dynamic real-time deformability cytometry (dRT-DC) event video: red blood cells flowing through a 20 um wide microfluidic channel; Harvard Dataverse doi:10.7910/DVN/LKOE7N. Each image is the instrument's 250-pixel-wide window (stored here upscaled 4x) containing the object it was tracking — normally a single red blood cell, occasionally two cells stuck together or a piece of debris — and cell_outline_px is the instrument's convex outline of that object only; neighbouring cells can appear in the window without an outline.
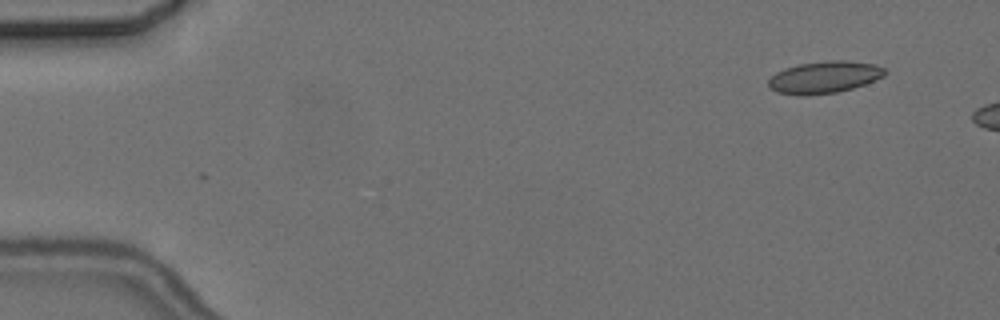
{"species": "common noctule bat (a hibernating species)", "species_latin": "Nyctalus noctula", "temperature_condition": "cold", "stored_images_in_passage": 3, "camera_frame_rate_fps": 3000, "um_per_image_px": 0.085, "animal": {"sex": "female", "body_mass_g": 24.6, "forearm_length_mm": 56.2}, "frame": {"image": 1, "passage_image": 1, "time_ms": 0.0, "image_size_px": [1000, 320], "cell_outline_px": [[888, 72], [884, 76], [876, 80], [852, 88], [836, 92], [804, 96], [800, 96], [776, 92], [768, 88], [768, 80], [776, 72], [784, 68], [800, 64], [832, 60], [844, 60], [876, 64], [884, 68]], "centroid_in_image_um": [70.06, 6.57], "position_along_channel_um": 14.9, "area_um2": 21.85}}